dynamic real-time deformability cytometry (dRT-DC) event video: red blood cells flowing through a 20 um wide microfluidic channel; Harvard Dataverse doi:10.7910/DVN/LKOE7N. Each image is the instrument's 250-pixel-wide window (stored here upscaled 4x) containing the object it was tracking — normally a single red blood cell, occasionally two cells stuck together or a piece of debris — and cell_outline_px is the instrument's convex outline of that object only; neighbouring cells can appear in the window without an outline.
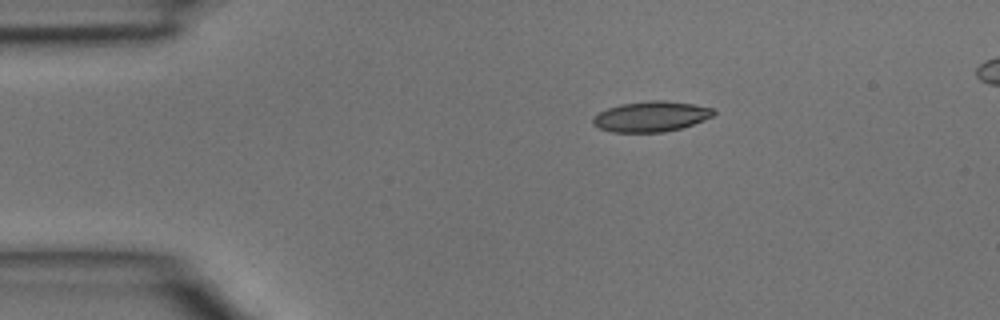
{"species": "common noctule bat (a hibernating species)", "species_latin": "Nyctalus noctula", "temperature_condition": "room temperature", "stored_images_in_passage": 3, "segment_of_instrument_passage": [1, 2], "camera_frame_rate_fps": 3000, "um_per_image_px": 0.085, "animal": {"sex": "male", "body_mass_g": 15.6}, "frame": {"image": 1, "passage_image": 1, "time_ms": 0.0, "image_size_px": [1000, 320], "cell_outline_px": [[716, 112], [712, 116], [704, 120], [680, 128], [664, 132], [612, 132], [600, 128], [592, 124], [592, 120], [600, 112], [608, 108], [620, 104], [652, 100], [664, 100], [692, 104], [712, 108]], "centroid_in_image_um": [55.34, 9.9], "position_along_channel_um": 29.7, "area_um2": 21.15}}